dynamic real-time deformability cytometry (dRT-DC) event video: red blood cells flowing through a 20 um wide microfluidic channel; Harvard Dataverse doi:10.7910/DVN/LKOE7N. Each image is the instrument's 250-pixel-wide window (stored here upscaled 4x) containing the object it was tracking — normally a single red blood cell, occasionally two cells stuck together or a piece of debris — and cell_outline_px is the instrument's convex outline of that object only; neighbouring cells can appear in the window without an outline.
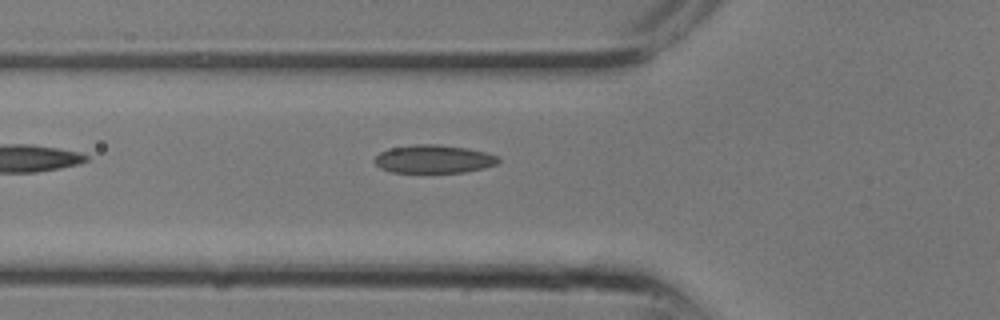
{"species": "common noctule bat (a hibernating species)", "species_latin": "Nyctalus noctula", "temperature_condition": "room temperature", "stored_images_in_passage": 4, "camera_frame_rate_fps": 3000, "um_per_image_px": 0.085, "animal": {"sex": "male", "body_mass_g": 13.3}, "frame": {"image": 1, "passage_image": 4, "time_ms": 1.0, "image_size_px": [1000, 320], "cell_outline_px": [[500, 160], [496, 164], [484, 168], [464, 172], [392, 172], [380, 168], [372, 160], [380, 152], [388, 148], [412, 144], [440, 144], [468, 148], [488, 152], [496, 156]], "centroid_in_image_um": [36.85, 13.5], "position_along_channel_um": 89.0, "area_um2": 20.52}}